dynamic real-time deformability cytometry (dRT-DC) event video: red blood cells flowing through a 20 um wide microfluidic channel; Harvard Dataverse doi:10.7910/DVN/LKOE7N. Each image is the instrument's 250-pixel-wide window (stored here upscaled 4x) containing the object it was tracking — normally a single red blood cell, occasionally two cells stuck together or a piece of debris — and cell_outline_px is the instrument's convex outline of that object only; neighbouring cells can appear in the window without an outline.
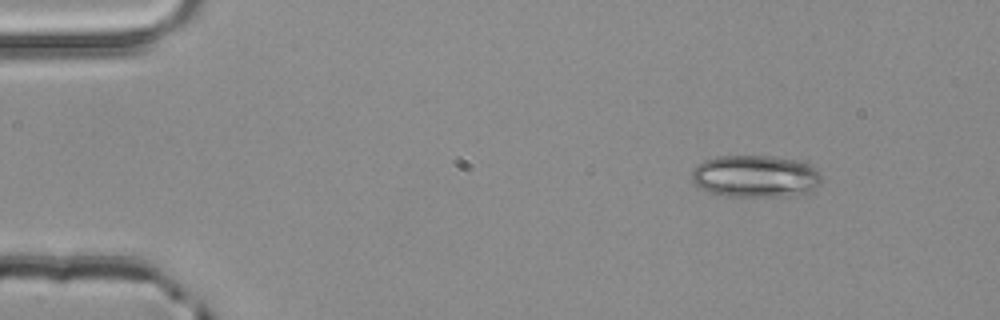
{"species": "common noctule bat (a hibernating species)", "species_latin": "Nyctalus noctula", "temperature_condition": "room temperature", "stored_images_in_passage": 3, "camera_frame_rate_fps": 3000, "um_per_image_px": 0.085, "animal": {"sex": "male", "body_mass_g": 20.4}, "frame": {"image": 1, "passage_image": 1, "time_ms": 0.0, "image_size_px": [1000, 320], "cell_outline_px": [[820, 184], [808, 192], [772, 196], [724, 196], [700, 188], [692, 180], [692, 172], [696, 164], [704, 160], [720, 156], [772, 156], [796, 160], [808, 164], [816, 168], [820, 176]], "centroid_in_image_um": [64.18, 14.97], "position_along_channel_um": 20.8, "area_um2": 31.56}}